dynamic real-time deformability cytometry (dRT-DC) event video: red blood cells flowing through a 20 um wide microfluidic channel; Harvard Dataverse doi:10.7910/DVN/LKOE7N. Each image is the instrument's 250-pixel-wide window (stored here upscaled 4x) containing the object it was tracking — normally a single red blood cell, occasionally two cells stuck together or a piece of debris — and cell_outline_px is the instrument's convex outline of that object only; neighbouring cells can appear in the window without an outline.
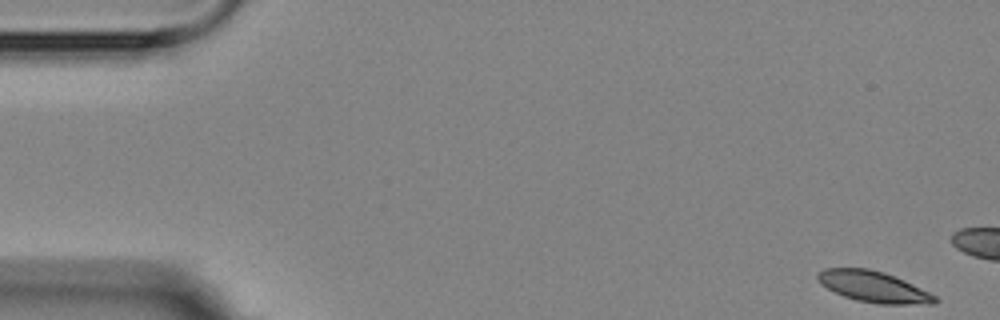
{"species": "Egyptian fruit bat (a non-hibernating species)", "species_latin": "Rousettus aegyptiacus", "temperature_condition": "room temperature", "stored_images_in_passage": 5, "camera_frame_rate_fps": 3000, "um_per_image_px": 0.085, "animal": {"sex": "female"}, "frame": {"image": 1, "passage_image": 1, "time_ms": 0.0, "image_size_px": [1000, 320], "cell_outline_px": [[940, 300], [932, 304], [880, 304], [856, 300], [844, 296], [820, 284], [816, 280], [816, 276], [824, 268], [868, 268], [884, 272], [904, 280], [936, 296]], "centroid_in_image_um": [74.24, 24.37], "position_along_channel_um": 10.8, "area_um2": 21.1}}